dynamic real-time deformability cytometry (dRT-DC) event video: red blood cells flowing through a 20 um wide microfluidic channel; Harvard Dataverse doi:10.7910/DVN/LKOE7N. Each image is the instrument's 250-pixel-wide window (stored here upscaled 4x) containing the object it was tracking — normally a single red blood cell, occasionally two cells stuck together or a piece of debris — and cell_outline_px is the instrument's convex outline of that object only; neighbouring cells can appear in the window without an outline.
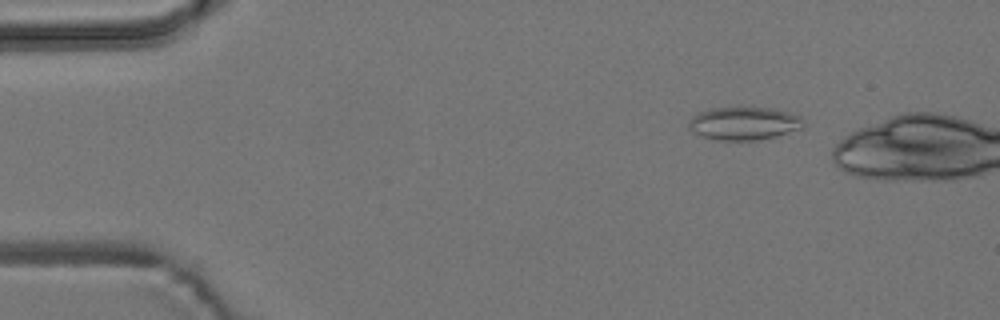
{"species": "common noctule bat (a hibernating species)", "species_latin": "Nyctalus noctula", "temperature_condition": "room temperature", "stored_images_in_passage": 4, "camera_frame_rate_fps": 3000, "um_per_image_px": 0.085, "animal": {"sex": "male", "body_mass_g": 19.2, "forearm_length_mm": 51.8}, "frame": {"image": 1, "passage_image": 2, "time_ms": 1.0, "image_size_px": [1000, 320], "cell_outline_px": [[808, 124], [804, 128], [776, 136], [756, 140], [720, 140], [700, 136], [692, 132], [688, 128], [688, 120], [692, 116], [700, 112], [712, 108], [772, 108], [788, 112], [800, 116]], "centroid_in_image_um": [63.26, 10.5], "position_along_channel_um": 21.7, "area_um2": 22.25}}